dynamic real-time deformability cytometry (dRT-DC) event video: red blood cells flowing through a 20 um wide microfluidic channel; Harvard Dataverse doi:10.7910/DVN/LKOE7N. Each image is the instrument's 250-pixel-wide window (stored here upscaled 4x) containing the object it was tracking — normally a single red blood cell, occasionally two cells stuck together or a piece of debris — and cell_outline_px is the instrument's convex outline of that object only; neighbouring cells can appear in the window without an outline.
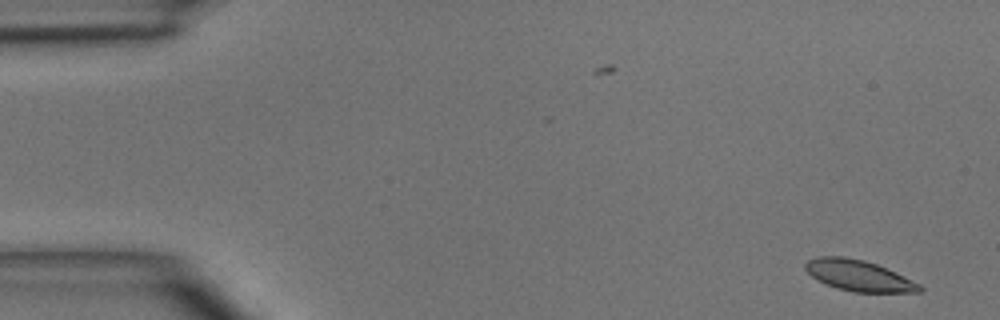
{"species": "common noctule bat (a hibernating species)", "species_latin": "Nyctalus noctula", "temperature_condition": "room temperature", "stored_images_in_passage": 4, "camera_frame_rate_fps": 3000, "um_per_image_px": 0.085, "animal": {"sex": "male", "body_mass_g": 15.6}, "frame": {"image": 1, "passage_image": 1, "time_ms": 0.0, "image_size_px": [1000, 320], "cell_outline_px": [[924, 288], [920, 292], [852, 292], [836, 288], [816, 280], [804, 268], [804, 264], [808, 260], [816, 256], [844, 256], [864, 260], [876, 264], [896, 272], [920, 284]], "centroid_in_image_um": [72.97, 23.42], "position_along_channel_um": 12.0, "area_um2": 20.69}}
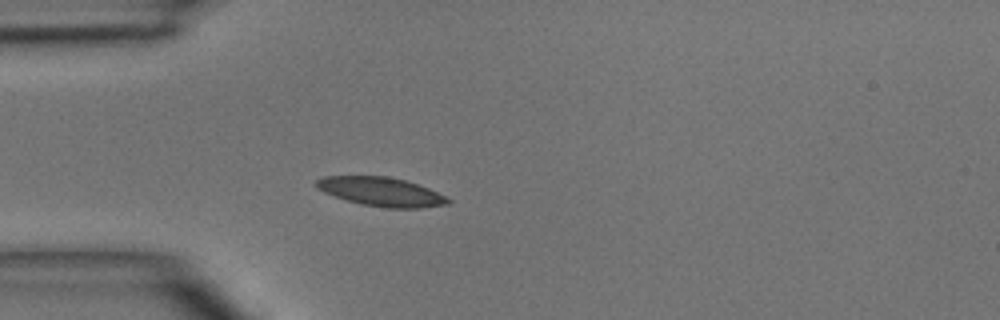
{"frame": {"image": 2, "passage_image": 4, "time_ms": 3.667, "image_size_px": [1000, 320], "cell_outline_px": [[452, 200], [448, 204], [420, 208], [388, 208], [360, 204], [324, 192], [316, 188], [312, 184], [316, 180], [324, 176], [388, 176], [404, 180], [428, 188]], "centroid_in_image_um": [32.36, 16.29], "position_along_channel_um": 52.6, "area_um2": 22.08}}